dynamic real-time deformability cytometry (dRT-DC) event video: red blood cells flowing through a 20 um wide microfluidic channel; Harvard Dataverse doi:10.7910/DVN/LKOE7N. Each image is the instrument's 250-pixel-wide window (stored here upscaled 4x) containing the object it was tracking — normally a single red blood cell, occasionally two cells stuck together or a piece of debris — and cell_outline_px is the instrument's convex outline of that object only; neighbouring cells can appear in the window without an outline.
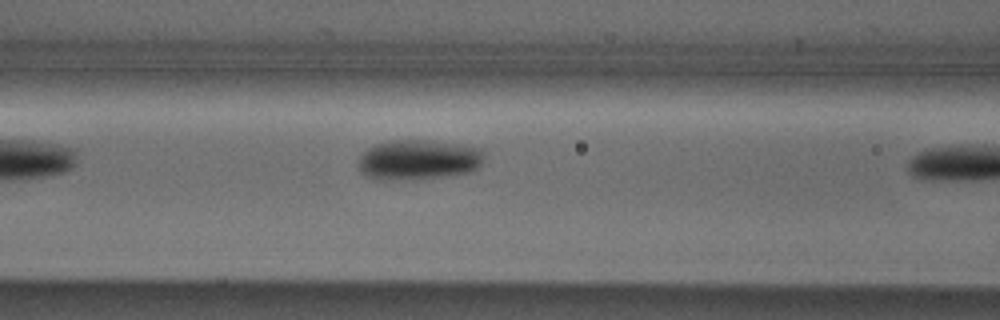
{"species": "Egyptian fruit bat (a non-hibernating species)", "species_latin": "Rousettus aegyptiacus", "temperature_condition": "cold", "stored_images_in_passage": 7, "camera_frame_rate_fps": 3000, "um_per_image_px": 0.085, "animal": {"sex": "male"}, "frame": {"image": 1, "passage_image": 6, "time_ms": 1.667, "image_size_px": [1000, 320], "cell_outline_px": [[484, 156], [480, 164], [476, 168], [468, 172], [440, 176], [384, 180], [376, 180], [360, 172], [356, 164], [356, 160], [368, 148], [376, 144], [392, 140], [424, 140], [480, 148], [484, 152]], "centroid_in_image_um": [35.48, 13.57], "position_along_channel_um": 131.1, "area_um2": 28.9}}